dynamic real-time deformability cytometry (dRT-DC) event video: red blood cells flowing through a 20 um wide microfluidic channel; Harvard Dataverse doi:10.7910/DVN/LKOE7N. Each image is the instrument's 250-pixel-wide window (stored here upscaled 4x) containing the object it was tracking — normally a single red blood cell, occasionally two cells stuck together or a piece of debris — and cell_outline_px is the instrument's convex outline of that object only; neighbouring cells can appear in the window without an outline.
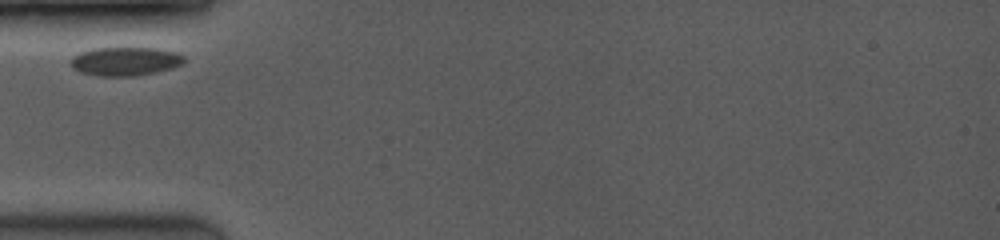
{"species": "common noctule bat (a hibernating species)", "species_latin": "Nyctalus noctula", "temperature_condition": "room temperature", "stored_images_in_passage": 7, "camera_frame_rate_fps": 3500, "um_per_image_px": 0.085, "animal": {"sex": "female", "body_mass_g": 19.0, "forearm_length_mm": 53.3}, "frame": {"image": 1, "passage_image": 1, "time_ms": 0.0, "image_size_px": [1000, 240], "cell_outline_px": [[184, 60], [180, 64], [172, 68], [156, 72], [136, 76], [96, 76], [80, 72], [72, 68], [72, 56], [80, 52], [92, 48], [156, 48], [176, 52], [184, 56]], "centroid_in_image_um": [10.62, 5.21], "position_along_channel_um": 74.4, "area_um2": 18.96}}
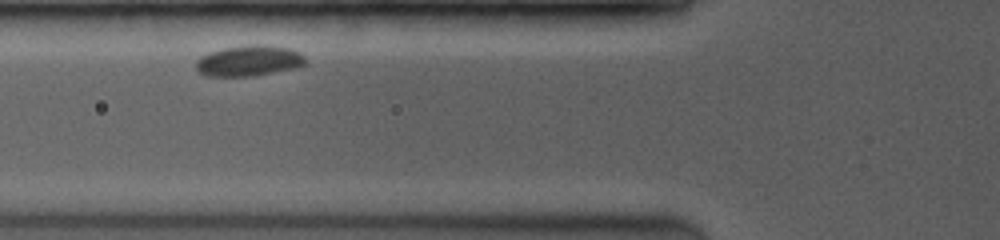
{"frame": {"image": 2, "passage_image": 3, "time_ms": 0.857, "image_size_px": [1000, 240], "cell_outline_px": [[308, 60], [304, 64], [292, 68], [252, 76], [208, 76], [200, 72], [196, 68], [196, 60], [200, 56], [208, 52], [224, 48], [248, 44], [264, 44], [288, 48], [300, 52]], "centroid_in_image_um": [21.14, 5.14], "position_along_channel_um": 104.7, "area_um2": 19.59}}
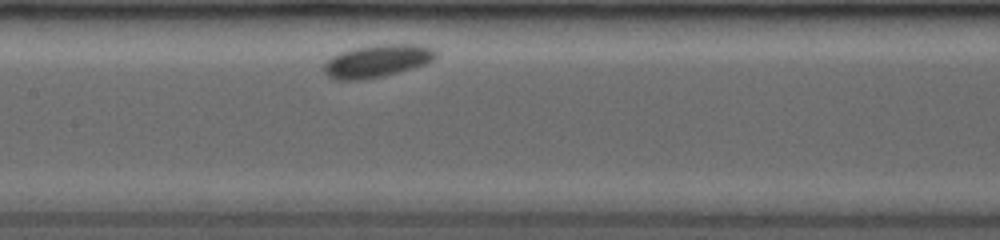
{"frame": {"image": 3, "passage_image": 7, "time_ms": 2.857, "image_size_px": [1000, 240], "cell_outline_px": [[436, 56], [432, 60], [424, 64], [412, 68], [384, 76], [364, 80], [336, 80], [328, 76], [324, 72], [324, 64], [332, 56], [340, 52], [352, 48], [376, 44], [416, 44], [436, 48]], "centroid_in_image_um": [32.05, 5.18], "position_along_channel_um": 175.4, "area_um2": 21.39}}